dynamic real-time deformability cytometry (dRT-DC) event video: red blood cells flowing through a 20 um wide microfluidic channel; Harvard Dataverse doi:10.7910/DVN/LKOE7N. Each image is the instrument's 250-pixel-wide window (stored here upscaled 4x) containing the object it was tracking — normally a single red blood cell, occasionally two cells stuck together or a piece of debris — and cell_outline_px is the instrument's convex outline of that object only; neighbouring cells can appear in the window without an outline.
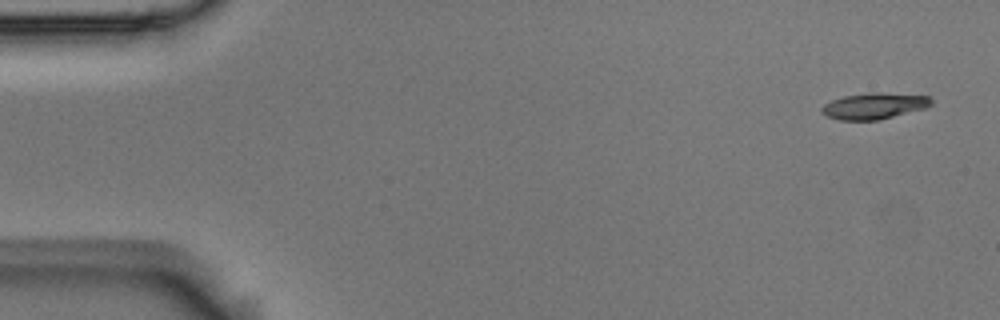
{"species": "Egyptian fruit bat (a non-hibernating species)", "species_latin": "Rousettus aegyptiacus", "temperature_condition": "room temperature", "stored_images_in_passage": 7, "camera_frame_rate_fps": 3000, "um_per_image_px": 0.085, "animal": {"sex": "male"}, "frame": {"image": 1, "passage_image": 1, "time_ms": 0.0, "image_size_px": [1000, 320], "cell_outline_px": [[932, 104], [924, 108], [880, 120], [840, 120], [828, 116], [820, 112], [820, 108], [824, 104], [832, 100], [844, 96], [868, 92], [880, 92], [928, 96], [932, 100]], "centroid_in_image_um": [74.28, 9.0], "position_along_channel_um": 10.7, "area_um2": 16.7}}
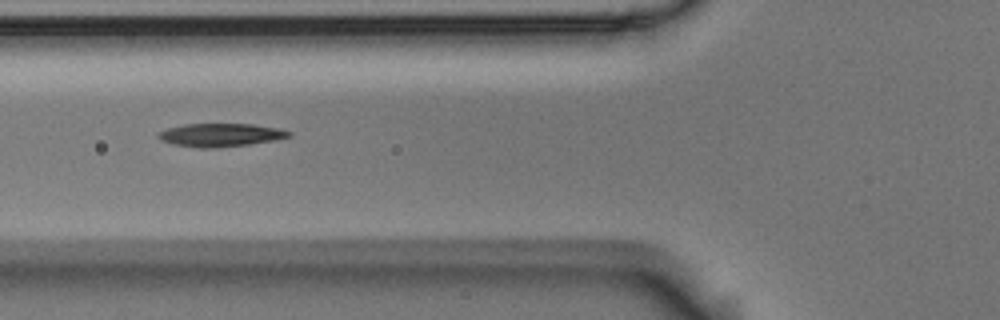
{"frame": {"image": 2, "passage_image": 6, "time_ms": 1.667, "image_size_px": [1000, 320], "cell_outline_px": [[292, 136], [276, 140], [248, 144], [216, 148], [200, 148], [172, 144], [160, 140], [156, 136], [160, 132], [168, 128], [184, 124], [252, 124], [280, 128], [292, 132]], "centroid_in_image_um": [18.77, 11.47], "position_along_channel_um": 107.0, "area_um2": 17.74}}
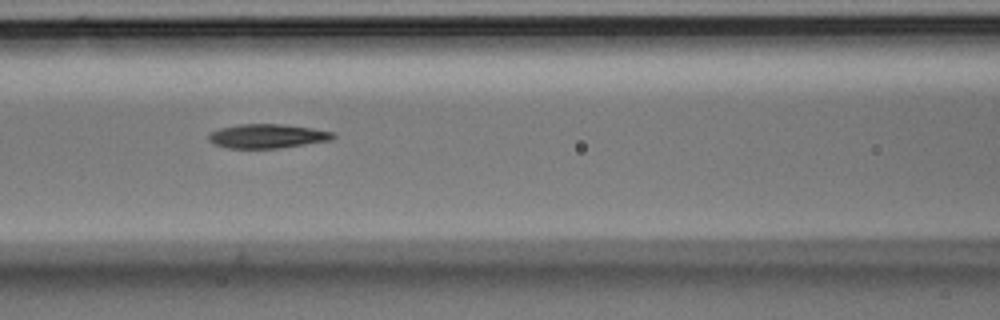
{"frame": {"image": 3, "passage_image": 7, "time_ms": 2.0, "image_size_px": [1000, 320], "cell_outline_px": [[336, 136], [332, 140], [280, 148], [228, 148], [216, 144], [208, 140], [208, 136], [212, 132], [220, 128], [236, 124], [280, 124], [312, 128], [332, 132]], "centroid_in_image_um": [22.73, 11.57], "position_along_channel_um": 143.9, "area_um2": 17.4}}